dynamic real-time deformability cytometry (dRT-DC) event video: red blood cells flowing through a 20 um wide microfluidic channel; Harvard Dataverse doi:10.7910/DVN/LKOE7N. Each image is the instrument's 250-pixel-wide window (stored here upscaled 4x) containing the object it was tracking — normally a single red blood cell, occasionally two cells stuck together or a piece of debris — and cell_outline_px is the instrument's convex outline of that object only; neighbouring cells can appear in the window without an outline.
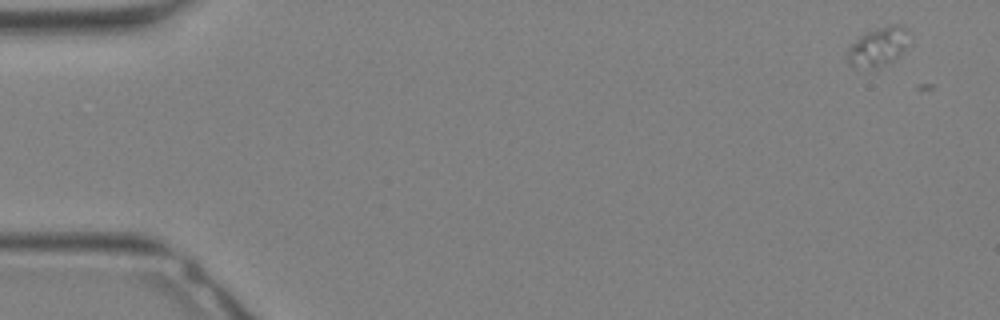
{"species": "Egyptian fruit bat (a non-hibernating species)", "species_latin": "Rousettus aegyptiacus", "temperature_condition": "warm", "stored_images_in_passage": 2, "camera_frame_rate_fps": 3000, "um_per_image_px": 0.085, "animal": {"sex": "female"}, "frame": {"image": 1, "passage_image": 1, "time_ms": 0.0, "image_size_px": [1000, 320], "cell_outline_px": [[908, 32], [904, 48], [892, 60], [876, 68], [872, 68], [848, 64], [848, 48], [864, 32], [876, 28], [892, 24], [904, 24]], "centroid_in_image_um": [74.62, 3.92], "position_along_channel_um": 10.4, "area_um2": 13.53}}